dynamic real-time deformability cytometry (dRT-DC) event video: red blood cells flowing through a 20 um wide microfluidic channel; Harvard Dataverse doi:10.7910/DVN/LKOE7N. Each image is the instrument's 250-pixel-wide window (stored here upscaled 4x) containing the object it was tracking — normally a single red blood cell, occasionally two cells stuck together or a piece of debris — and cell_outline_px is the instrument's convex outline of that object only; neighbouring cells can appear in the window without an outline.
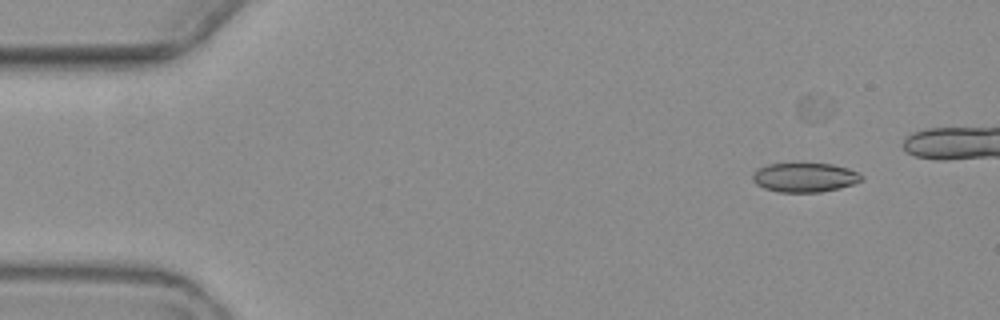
{"species": "common noctule bat (a hibernating species)", "species_latin": "Nyctalus noctula", "temperature_condition": "warm", "stored_images_in_passage": 5, "camera_frame_rate_fps": 3000, "um_per_image_px": 0.085, "animal": {"sex": "female", "body_mass_g": 19.3, "forearm_length_mm": 54.1}, "frame": {"image": 1, "passage_image": 3, "time_ms": 2.333, "image_size_px": [1000, 320], "cell_outline_px": [[864, 176], [860, 180], [852, 184], [820, 192], [780, 192], [764, 188], [756, 184], [752, 180], [752, 172], [768, 164], [832, 164], [848, 168]], "centroid_in_image_um": [68.36, 15.08], "position_along_channel_um": 16.6, "area_um2": 18.26}}